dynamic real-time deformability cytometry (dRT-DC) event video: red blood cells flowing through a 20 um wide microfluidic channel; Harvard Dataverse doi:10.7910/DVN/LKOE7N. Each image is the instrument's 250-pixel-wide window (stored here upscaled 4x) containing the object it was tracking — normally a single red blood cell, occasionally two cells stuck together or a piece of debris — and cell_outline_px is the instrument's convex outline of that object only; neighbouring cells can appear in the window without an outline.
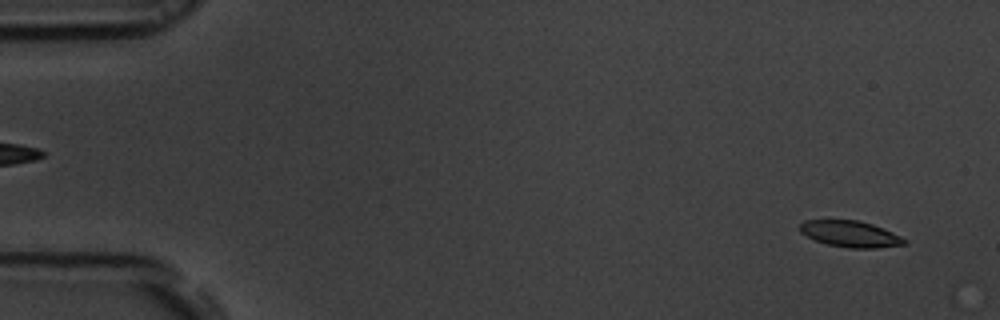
{"species": "common noctule bat (a hibernating species)", "species_latin": "Nyctalus noctula", "temperature_condition": "room temperature", "stored_images_in_passage": 55, "camera_frame_rate_fps": 3000, "um_per_image_px": 0.085, "animal": {"sex": "male", "body_mass_g": 19.5, "forearm_length_mm": 54.6}, "frame": {"image": 1, "passage_image": 3, "time_ms": 0.667, "image_size_px": [1000, 320], "cell_outline_px": [[908, 244], [876, 248], [848, 248], [828, 244], [816, 240], [800, 232], [800, 224], [804, 220], [856, 220], [872, 224], [892, 232], [908, 240]], "centroid_in_image_um": [72.31, 19.89], "position_along_channel_um": 12.7, "area_um2": 15.9}}
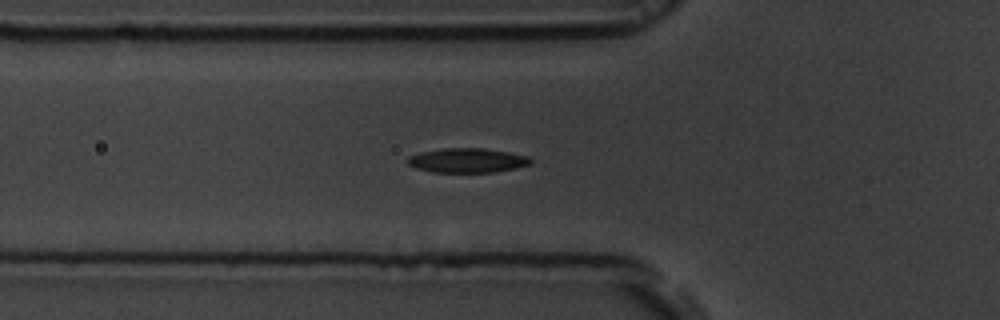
{"frame": {"image": 2, "passage_image": 19, "time_ms": 6.0, "image_size_px": [1000, 320], "cell_outline_px": [[532, 164], [516, 168], [492, 172], [432, 172], [416, 168], [408, 164], [408, 156], [420, 152], [444, 148], [484, 148], [508, 152], [528, 156], [532, 160]], "centroid_in_image_um": [39.73, 13.63], "position_along_channel_um": 86.1, "area_um2": 17.51}}
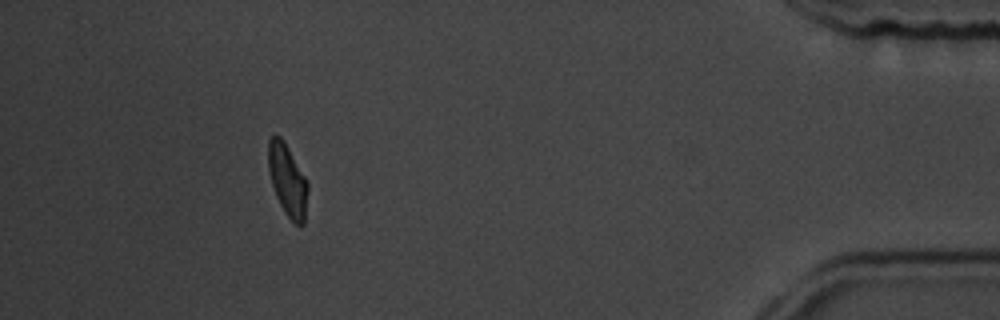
{"frame": {"image": 3, "passage_image": 50, "time_ms": 16.333, "image_size_px": [1000, 320], "cell_outline_px": [[308, 192], [304, 224], [296, 224], [284, 212], [276, 196], [268, 172], [268, 140], [272, 136], [280, 136], [284, 140], [308, 180]], "centroid_in_image_um": [24.45, 15.29], "position_along_channel_um": 410.8, "area_um2": 16.7}, "authors_computed_cell_mechanics": {"area_um2": 16.9932, "velocity_mm_per_s": 3.7004, "shape_relaxation_time_tau1_ms": 4.3237, "shape_relaxation_time_tau2_ms": 4.6793, "deformation_change_tau1": 0.1418, "deformation_change_tau2": 0.0651}}